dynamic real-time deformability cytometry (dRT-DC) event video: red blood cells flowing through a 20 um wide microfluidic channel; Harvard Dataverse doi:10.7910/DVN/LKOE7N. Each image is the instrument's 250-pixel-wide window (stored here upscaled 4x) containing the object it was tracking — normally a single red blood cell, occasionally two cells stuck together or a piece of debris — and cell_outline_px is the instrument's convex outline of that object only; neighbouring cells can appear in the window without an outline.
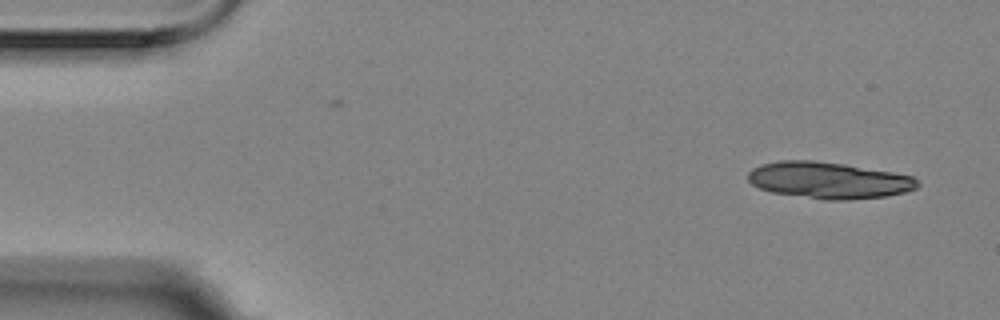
{"species": "Egyptian fruit bat (a non-hibernating species)", "species_latin": "Rousettus aegyptiacus", "temperature_condition": "room temperature", "stored_images_in_passage": 4, "camera_frame_rate_fps": 3000, "um_per_image_px": 0.085, "animal": {"sex": "female"}, "frame": {"image": 1, "passage_image": 1, "time_ms": 0.0, "image_size_px": [1000, 320], "cell_outline_px": [[920, 184], [916, 188], [904, 192], [888, 196], [848, 200], [824, 200], [772, 192], [760, 188], [752, 184], [748, 180], [748, 172], [752, 168], [760, 164], [780, 160], [816, 160], [844, 164], [892, 172], [912, 176]], "centroid_in_image_um": [70.41, 15.32], "position_along_channel_um": 14.6, "area_um2": 36.18}}